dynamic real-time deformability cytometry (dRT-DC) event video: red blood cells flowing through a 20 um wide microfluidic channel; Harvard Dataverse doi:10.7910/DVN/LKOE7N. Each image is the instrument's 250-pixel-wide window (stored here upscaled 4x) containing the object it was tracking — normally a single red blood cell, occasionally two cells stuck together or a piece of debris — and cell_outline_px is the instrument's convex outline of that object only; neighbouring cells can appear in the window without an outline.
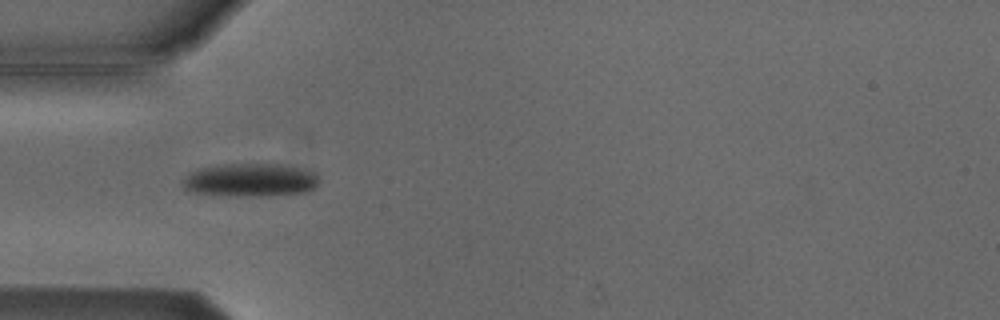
{"species": "Egyptian fruit bat (a non-hibernating species)", "species_latin": "Rousettus aegyptiacus", "temperature_condition": "cold", "stored_images_in_passage": 4, "camera_frame_rate_fps": 3000, "um_per_image_px": 0.085, "animal": {"sex": "male"}, "frame": {"image": 1, "passage_image": 4, "time_ms": 3.333, "image_size_px": [1000, 320], "cell_outline_px": [[320, 180], [316, 188], [308, 192], [260, 196], [228, 196], [196, 192], [184, 188], [184, 180], [192, 172], [200, 168], [224, 164], [280, 164], [316, 172]], "centroid_in_image_um": [21.37, 15.31], "position_along_channel_um": 63.6, "area_um2": 26.3}}